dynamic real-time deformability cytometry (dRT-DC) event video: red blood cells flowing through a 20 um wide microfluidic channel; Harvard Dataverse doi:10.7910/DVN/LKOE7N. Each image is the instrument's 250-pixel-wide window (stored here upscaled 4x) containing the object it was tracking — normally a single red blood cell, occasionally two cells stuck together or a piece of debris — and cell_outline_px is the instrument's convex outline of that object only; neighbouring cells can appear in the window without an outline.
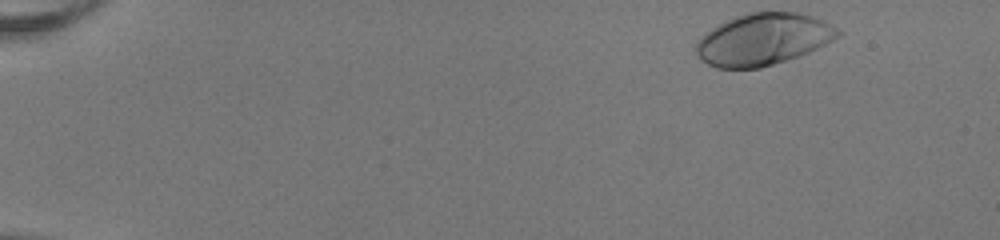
{"species": "human", "species_latin": "Homo sapiens", "temperature_condition": "room temperature", "stored_images_in_passage": 48, "camera_frame_rate_fps": 3000, "um_per_image_px": 0.085, "donor": {"sex": "female"}, "frame": {"image": 1, "passage_image": 1, "time_ms": 0.0, "image_size_px": [1000, 240], "cell_outline_px": [[840, 36], [800, 56], [760, 68], [716, 68], [700, 60], [696, 52], [696, 44], [700, 36], [712, 28], [736, 16], [748, 12], [796, 12], [812, 16], [832, 24], [840, 32]], "centroid_in_image_um": [64.85, 3.35], "position_along_channel_um": 20.1, "area_um2": 42.6}}
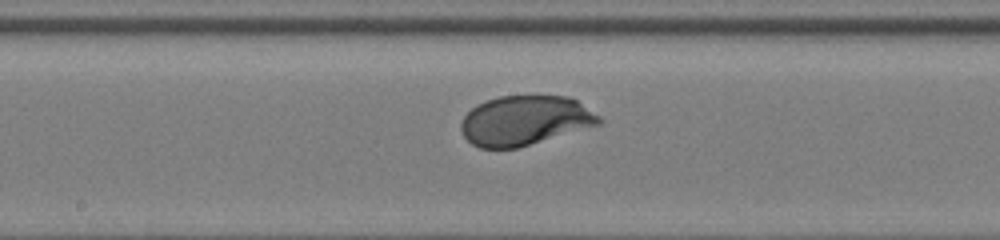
{"frame": {"image": 2, "passage_image": 25, "time_ms": 8.0, "image_size_px": [1000, 240], "cell_outline_px": [[604, 120], [600, 124], [516, 148], [480, 148], [472, 144], [464, 136], [460, 128], [460, 124], [464, 116], [476, 104], [500, 96], [568, 96], [576, 100], [600, 116]], "centroid_in_image_um": [44.6, 10.24], "position_along_channel_um": 203.6, "area_um2": 39.59}}
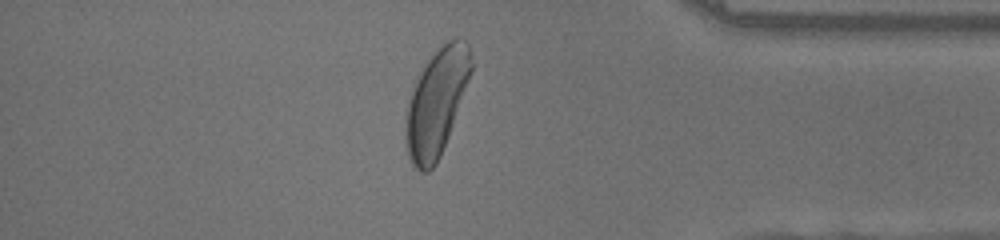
{"frame": {"image": 3, "passage_image": 41, "time_ms": 13.333, "image_size_px": [1000, 240], "cell_outline_px": [[472, 68], [448, 136], [440, 156], [436, 164], [428, 172], [420, 172], [412, 164], [408, 156], [404, 140], [404, 116], [408, 100], [412, 88], [416, 80], [428, 60], [448, 40], [456, 36], [464, 40], [468, 44], [472, 60]], "centroid_in_image_um": [37.05, 8.75], "position_along_channel_um": 398.1, "area_um2": 40.34}, "authors_computed_cell_mechanics": {"area_um2": 40.6912, "velocity_mm_per_s": 3.9843, "shape_relaxation_time_tau1_ms": 2.0078, "shape_relaxation_time_tau2_ms": null, "deformation_change_tau1": 0.1593, "deformation_change_tau2": null}}